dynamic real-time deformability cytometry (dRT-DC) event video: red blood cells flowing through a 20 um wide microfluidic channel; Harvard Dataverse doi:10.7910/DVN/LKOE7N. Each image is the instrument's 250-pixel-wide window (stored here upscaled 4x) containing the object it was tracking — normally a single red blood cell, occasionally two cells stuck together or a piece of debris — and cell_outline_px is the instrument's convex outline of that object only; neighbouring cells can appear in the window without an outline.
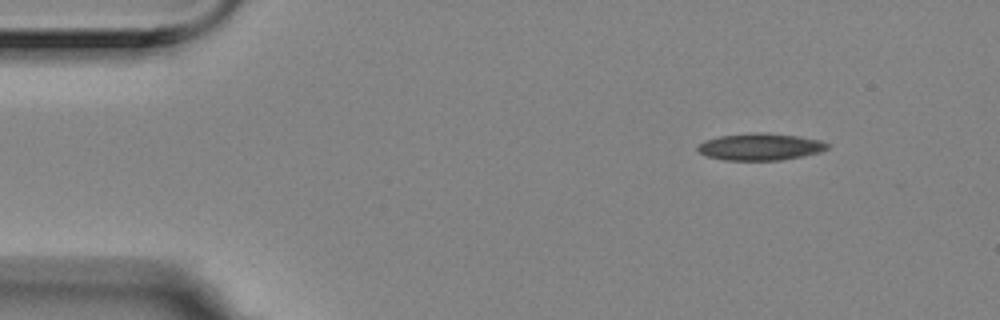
{"species": "Egyptian fruit bat (a non-hibernating species)", "species_latin": "Rousettus aegyptiacus", "temperature_condition": "room temperature", "stored_images_in_passage": 4, "camera_frame_rate_fps": 3000, "um_per_image_px": 0.085, "animal": {"sex": "female"}, "frame": {"image": 1, "passage_image": 1, "time_ms": 0.0, "image_size_px": [1000, 320], "cell_outline_px": [[828, 148], [820, 152], [780, 160], [724, 160], [708, 156], [700, 152], [696, 148], [704, 140], [720, 136], [752, 132], [764, 132], [800, 136], [820, 140], [828, 144]], "centroid_in_image_um": [64.62, 12.46], "position_along_channel_um": 20.4, "area_um2": 20.29}}